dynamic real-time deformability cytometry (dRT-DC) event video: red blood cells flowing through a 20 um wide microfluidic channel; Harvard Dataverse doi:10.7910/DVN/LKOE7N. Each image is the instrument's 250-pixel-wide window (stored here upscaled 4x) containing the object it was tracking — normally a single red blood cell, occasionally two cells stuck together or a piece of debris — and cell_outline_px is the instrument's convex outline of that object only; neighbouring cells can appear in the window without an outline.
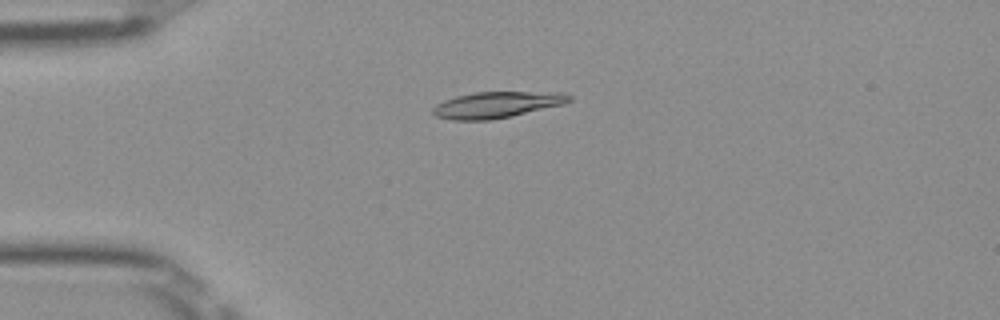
{"species": "Egyptian fruit bat (a non-hibernating species)", "species_latin": "Rousettus aegyptiacus", "temperature_condition": "room temperature", "stored_images_in_passage": 51, "camera_frame_rate_fps": 3000, "um_per_image_px": 0.085, "frame": {"image": 1, "passage_image": 13, "time_ms": 4.0, "image_size_px": [1000, 320], "cell_outline_px": [[572, 100], [564, 104], [512, 116], [492, 120], [452, 120], [436, 116], [432, 112], [432, 108], [436, 104], [444, 100], [456, 96], [476, 92], [564, 92], [572, 96]], "centroid_in_image_um": [42.25, 8.9], "position_along_channel_um": 42.8, "area_um2": 20.92}}
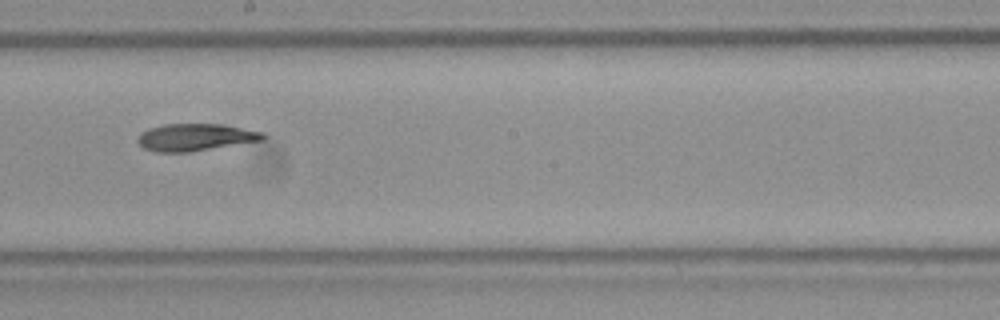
{"frame": {"image": 2, "passage_image": 29, "time_ms": 9.333, "image_size_px": [1000, 320], "cell_outline_px": [[264, 140], [188, 152], [156, 152], [144, 148], [136, 140], [140, 132], [148, 128], [164, 124], [224, 124], [264, 132]], "centroid_in_image_um": [16.59, 11.66], "position_along_channel_um": 231.6, "area_um2": 19.88}}
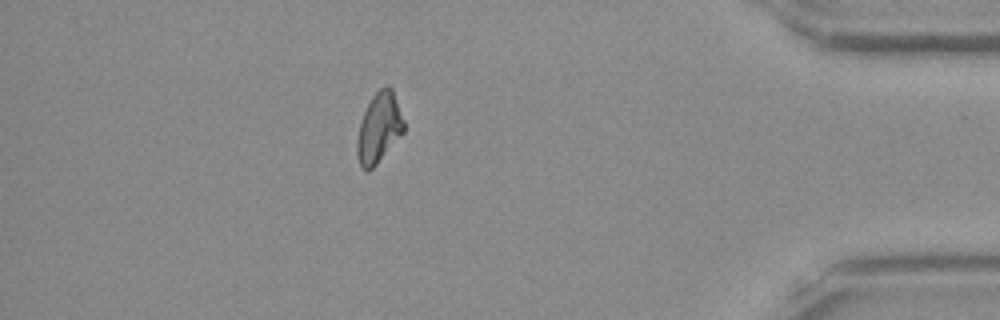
{"frame": {"image": 3, "passage_image": 45, "time_ms": 14.667, "image_size_px": [1000, 320], "cell_outline_px": [[404, 132], [376, 164], [368, 172], [360, 164], [356, 152], [356, 140], [360, 124], [364, 112], [372, 96], [380, 88], [388, 84], [392, 88], [404, 120]], "centroid_in_image_um": [32.22, 10.85], "position_along_channel_um": 403.0, "area_um2": 18.9}}